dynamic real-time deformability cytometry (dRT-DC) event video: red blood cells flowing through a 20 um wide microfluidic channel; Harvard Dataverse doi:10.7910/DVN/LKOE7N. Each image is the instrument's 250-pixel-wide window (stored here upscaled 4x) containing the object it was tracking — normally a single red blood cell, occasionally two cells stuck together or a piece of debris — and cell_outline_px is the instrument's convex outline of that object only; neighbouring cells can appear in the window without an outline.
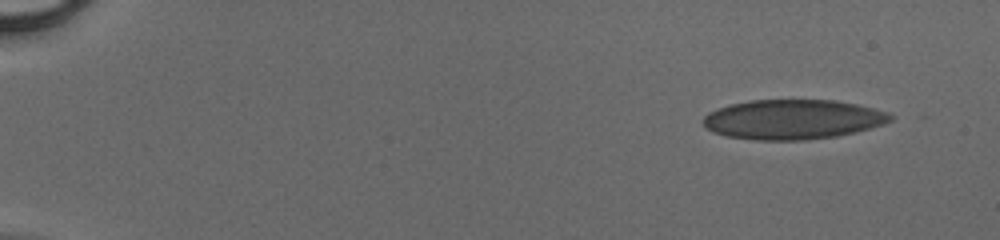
{"species": "human", "species_latin": "Homo sapiens", "temperature_condition": "cold", "stored_images_in_passage": 17, "camera_frame_rate_fps": 3000, "um_per_image_px": 0.085, "donor": {"sex": "male"}, "frame": {"image": 1, "passage_image": 1, "time_ms": 0.0, "image_size_px": [1000, 240], "cell_outline_px": [[892, 120], [884, 124], [856, 132], [836, 136], [804, 140], [752, 140], [724, 136], [712, 132], [704, 128], [704, 116], [708, 112], [732, 104], [752, 100], [832, 100], [856, 104], [888, 112], [892, 116]], "centroid_in_image_um": [67.36, 10.16], "position_along_channel_um": 17.6, "area_um2": 43.35}}
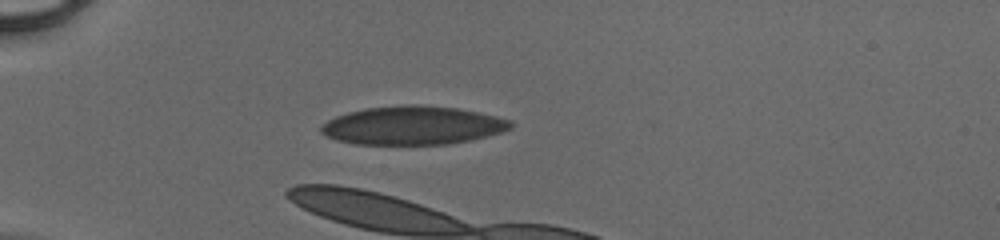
{"frame": {"image": 2, "passage_image": 12, "time_ms": 3.667, "image_size_px": [1000, 240], "cell_outline_px": [[512, 128], [500, 132], [468, 140], [448, 144], [352, 144], [336, 140], [320, 132], [320, 128], [328, 120], [336, 116], [348, 112], [364, 108], [416, 104], [456, 108], [496, 116], [512, 120]], "centroid_in_image_um": [35.06, 10.66], "position_along_channel_um": 49.9, "area_um2": 42.19}}